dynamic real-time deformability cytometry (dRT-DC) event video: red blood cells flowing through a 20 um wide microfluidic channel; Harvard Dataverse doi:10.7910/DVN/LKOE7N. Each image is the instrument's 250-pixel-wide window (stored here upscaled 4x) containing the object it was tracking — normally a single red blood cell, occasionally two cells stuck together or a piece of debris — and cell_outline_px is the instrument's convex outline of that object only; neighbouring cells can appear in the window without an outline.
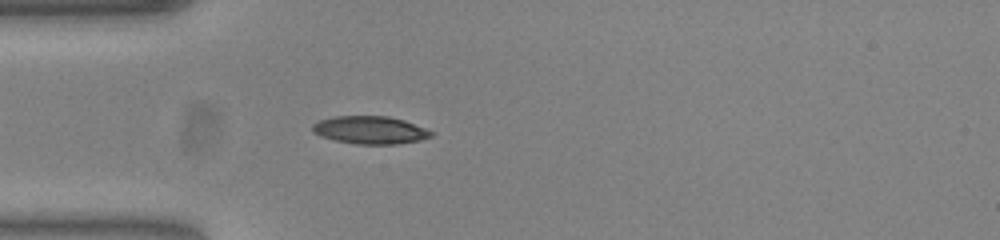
{"species": "common noctule bat (a hibernating species)", "species_latin": "Nyctalus noctula", "temperature_condition": "warm", "stored_images_in_passage": 53, "camera_frame_rate_fps": 3000, "um_per_image_px": 0.085, "animal": {"sex": "female", "body_mass_g": 23.0, "forearm_length_mm": 53.4}, "frame": {"image": 1, "passage_image": 15, "time_ms": 4.667, "image_size_px": [1000, 240], "cell_outline_px": [[432, 136], [420, 140], [396, 144], [356, 144], [336, 140], [312, 132], [312, 124], [320, 120], [336, 116], [388, 116], [404, 120], [424, 128], [432, 132]], "centroid_in_image_um": [31.46, 11.05], "position_along_channel_um": 53.5, "area_um2": 18.96}}
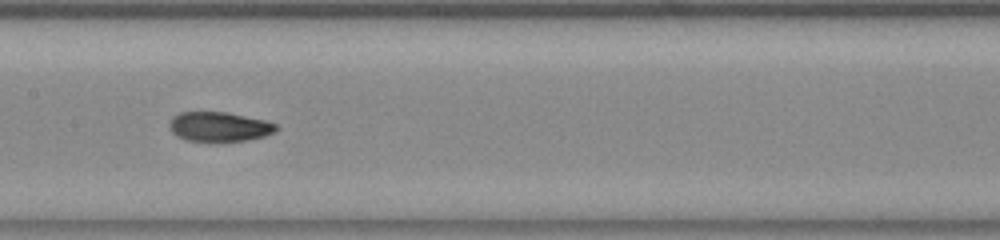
{"frame": {"image": 2, "passage_image": 26, "time_ms": 8.333, "image_size_px": [1000, 240], "cell_outline_px": [[276, 128], [272, 132], [264, 136], [244, 140], [188, 140], [176, 136], [172, 132], [168, 124], [172, 116], [180, 112], [228, 112], [264, 120], [276, 124]], "centroid_in_image_um": [18.57, 10.74], "position_along_channel_um": 188.8, "area_um2": 17.98}}
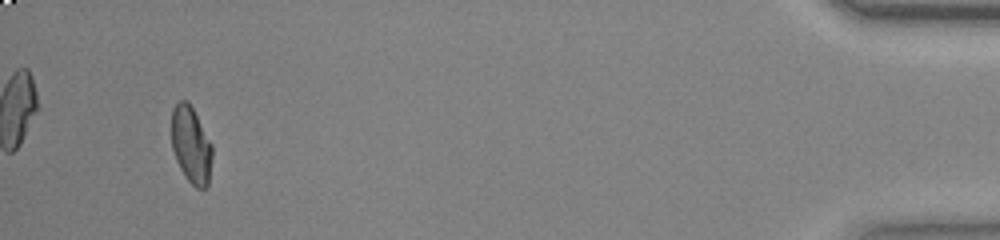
{"frame": {"image": 3, "passage_image": 50, "time_ms": 16.333, "image_size_px": [1000, 240], "cell_outline_px": [[212, 156], [208, 184], [204, 188], [196, 188], [184, 176], [176, 160], [172, 148], [172, 108], [180, 100], [188, 100], [212, 144]], "centroid_in_image_um": [16.24, 12.31], "position_along_channel_um": 419.0, "area_um2": 18.15}, "authors_computed_cell_mechanics": {"area_um2": 18.496, "velocity_mm_per_s": 3.8659, "shape_relaxation_time_tau1_ms": null, "shape_relaxation_time_tau2_ms": 1.7332, "deformation_change_tau1": null, "deformation_change_tau2": 0.0579}}